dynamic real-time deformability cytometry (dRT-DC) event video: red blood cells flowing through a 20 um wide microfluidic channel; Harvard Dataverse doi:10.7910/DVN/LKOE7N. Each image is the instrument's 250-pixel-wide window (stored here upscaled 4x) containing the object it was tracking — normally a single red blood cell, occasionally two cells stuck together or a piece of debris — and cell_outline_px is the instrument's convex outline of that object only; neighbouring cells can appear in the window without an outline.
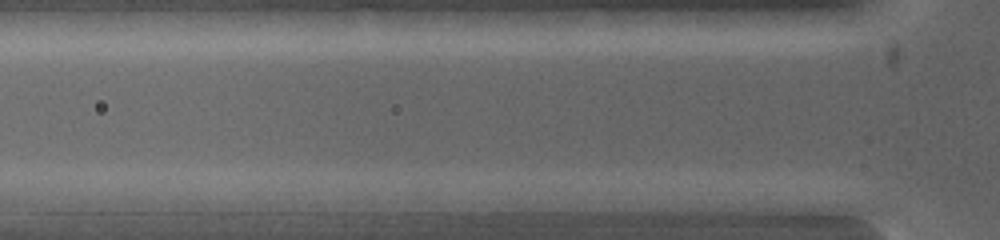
{"species": "common noctule bat (a hibernating species)", "species_latin": "Nyctalus noctula", "temperature_condition": "warm", "stored_images_in_passage": 3, "segment_of_instrument_passage": [1, 2], "camera_frame_rate_fps": 5000, "um_per_image_px": 0.085, "animal": {"sex": "female", "body_mass_g": 19.0, "forearm_length_mm": 53.3}, "frame": {"image": 1, "passage_image": 2, "time_ms": 0.2, "image_size_px": [1000, 240], "cell_outline_px": [[564, 200], [556, 212], [468, 216], [408, 212], [408, 200], [420, 192], [556, 192]], "centroid_in_image_um": [41.18, 17.26], "position_along_channel_um": 84.6, "area_um2": 23.76}}